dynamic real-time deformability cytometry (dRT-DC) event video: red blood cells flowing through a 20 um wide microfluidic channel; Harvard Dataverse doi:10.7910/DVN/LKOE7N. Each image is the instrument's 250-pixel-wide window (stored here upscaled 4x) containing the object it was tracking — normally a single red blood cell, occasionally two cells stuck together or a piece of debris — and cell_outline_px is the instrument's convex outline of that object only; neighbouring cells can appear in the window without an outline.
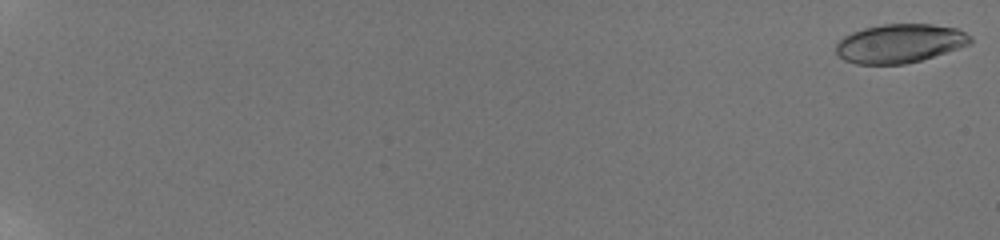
{"species": "human", "species_latin": "Homo sapiens", "temperature_condition": "room temperature", "stored_images_in_passage": 18, "camera_frame_rate_fps": 3000, "um_per_image_px": 0.085, "donor": {"sex": "male"}, "frame": {"image": 1, "passage_image": 1, "time_ms": 0.0, "image_size_px": [1000, 240], "cell_outline_px": [[972, 44], [920, 60], [904, 64], [856, 64], [844, 60], [836, 52], [836, 44], [844, 36], [852, 32], [864, 28], [880, 24], [932, 24], [956, 28], [972, 36]], "centroid_in_image_um": [76.49, 3.68], "position_along_channel_um": 8.5, "area_um2": 30.4}}
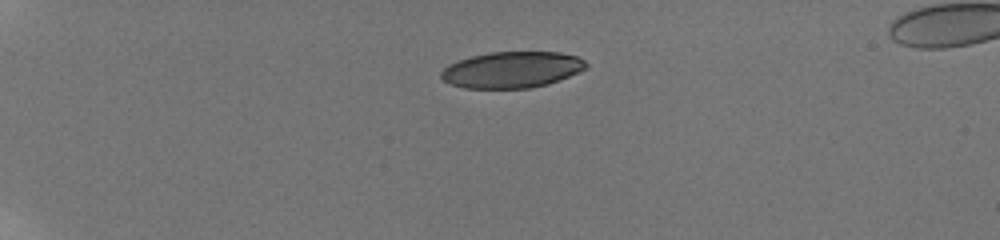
{"frame": {"image": 2, "passage_image": 12, "time_ms": 5.667, "image_size_px": [1000, 240], "cell_outline_px": [[588, 68], [548, 84], [528, 88], [464, 88], [452, 84], [444, 80], [440, 76], [440, 72], [448, 64], [472, 56], [488, 52], [560, 52], [576, 56], [584, 60], [588, 64]], "centroid_in_image_um": [43.52, 5.92], "position_along_channel_um": 41.5, "area_um2": 30.52}}